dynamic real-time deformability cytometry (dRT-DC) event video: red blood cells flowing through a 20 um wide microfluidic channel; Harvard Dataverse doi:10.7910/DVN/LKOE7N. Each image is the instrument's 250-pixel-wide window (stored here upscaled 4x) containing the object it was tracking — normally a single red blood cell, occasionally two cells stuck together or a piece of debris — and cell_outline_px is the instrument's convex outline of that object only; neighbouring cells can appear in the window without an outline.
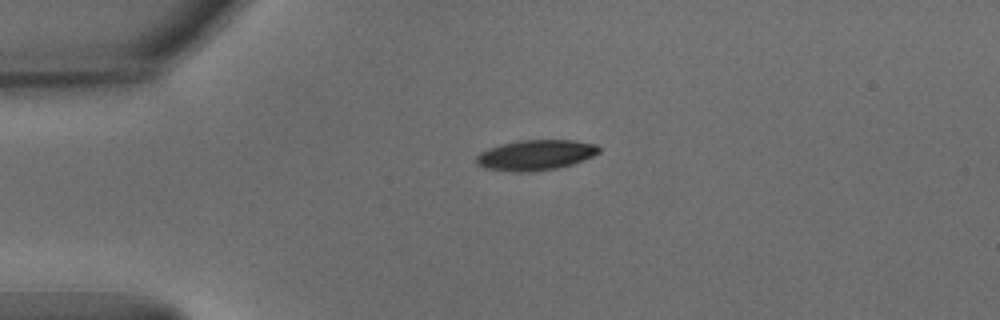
{"species": "common noctule bat (a hibernating species)", "species_latin": "Nyctalus noctula", "temperature_condition": "warm", "stored_images_in_passage": 42, "camera_frame_rate_fps": 3000, "um_per_image_px": 0.085, "animal": {"sex": "male", "body_mass_g": 15.6}, "frame": {"image": 1, "passage_image": 1, "time_ms": 0.0, "image_size_px": [1000, 320], "cell_outline_px": [[600, 152], [592, 156], [572, 164], [556, 168], [532, 172], [512, 172], [484, 168], [476, 164], [476, 156], [480, 152], [488, 148], [500, 144], [520, 140], [576, 140], [596, 144], [600, 148]], "centroid_in_image_um": [45.5, 13.18], "position_along_channel_um": 39.5, "area_um2": 21.85}}
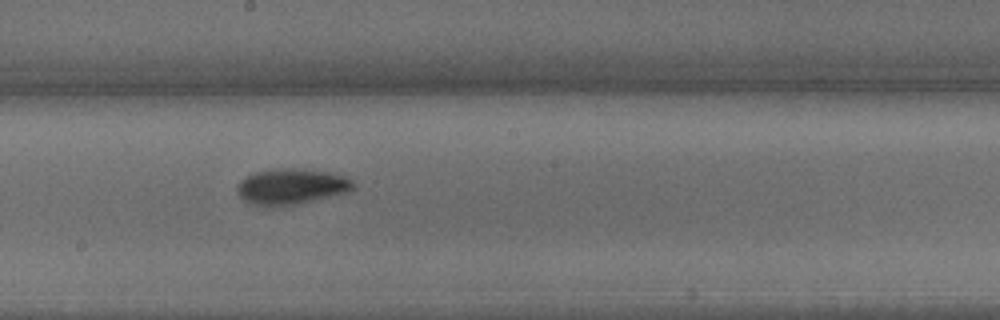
{"frame": {"image": 2, "passage_image": 18, "time_ms": 5.667, "image_size_px": [1000, 320], "cell_outline_px": [[356, 188], [352, 192], [296, 204], [272, 208], [252, 204], [244, 200], [236, 192], [236, 184], [244, 176], [256, 172], [272, 168], [300, 168], [336, 172], [352, 180], [356, 184]], "centroid_in_image_um": [24.79, 15.85], "position_along_channel_um": 223.4, "area_um2": 25.14}}
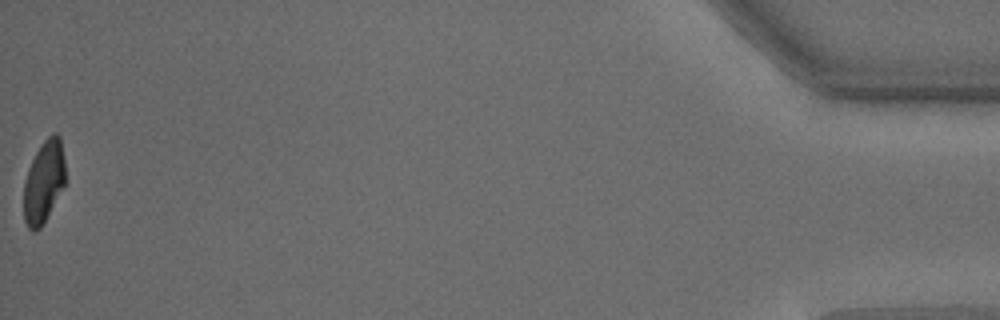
{"frame": {"image": 3, "passage_image": 42, "time_ms": 13.667, "image_size_px": [1000, 320], "cell_outline_px": [[64, 184], [40, 228], [32, 232], [28, 228], [24, 220], [24, 180], [28, 168], [40, 144], [52, 132], [56, 132], [60, 136], [64, 160]], "centroid_in_image_um": [3.7, 15.41], "position_along_channel_um": 431.5, "area_um2": 19.65}, "authors_computed_cell_mechanics": {"area_um2": 22.542, "velocity_mm_per_s": 3.7921, "shape_relaxation_time_tau1_ms": 2.7076, "shape_relaxation_time_tau2_ms": 6.8187, "deformation_change_tau1": 0.1433, "deformation_change_tau2": 0.1115}}